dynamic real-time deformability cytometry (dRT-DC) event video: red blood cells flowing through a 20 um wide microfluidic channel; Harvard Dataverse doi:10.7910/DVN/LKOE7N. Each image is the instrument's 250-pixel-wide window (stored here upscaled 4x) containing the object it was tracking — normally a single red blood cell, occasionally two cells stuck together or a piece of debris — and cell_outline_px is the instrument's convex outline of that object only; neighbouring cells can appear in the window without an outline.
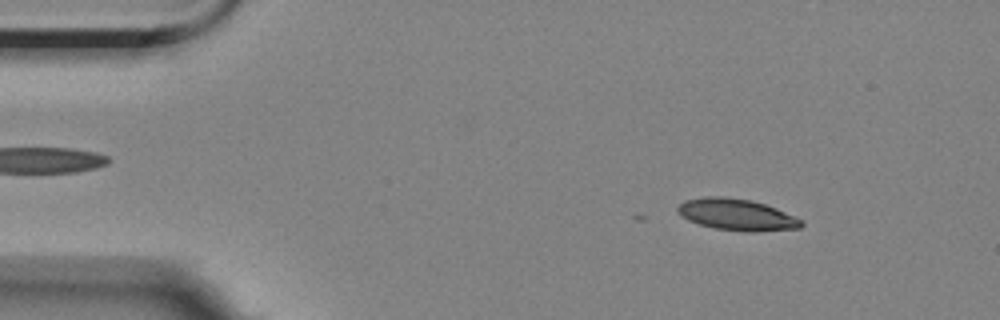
{"species": "Egyptian fruit bat (a non-hibernating species)", "species_latin": "Rousettus aegyptiacus", "temperature_condition": "room temperature", "stored_images_in_passage": 4, "camera_frame_rate_fps": 3000, "um_per_image_px": 0.085, "animal": {"sex": "female"}, "frame": {"image": 1, "passage_image": 1, "time_ms": 0.0, "image_size_px": [1000, 320], "cell_outline_px": [[804, 224], [800, 228], [756, 232], [748, 232], [716, 228], [700, 224], [688, 220], [676, 208], [684, 200], [704, 196], [724, 196], [752, 200], [776, 208], [804, 220]], "centroid_in_image_um": [62.67, 18.24], "position_along_channel_um": 22.3, "area_um2": 22.72}}